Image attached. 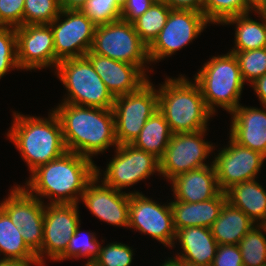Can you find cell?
Here are the masks:
<instances>
[{"instance_id":"obj_1","label":"cell","mask_w":266,"mask_h":266,"mask_svg":"<svg viewBox=\"0 0 266 266\" xmlns=\"http://www.w3.org/2000/svg\"><path fill=\"white\" fill-rule=\"evenodd\" d=\"M96 167L92 159L66 151L30 173L23 187L41 201L48 197L49 204H78L86 186L96 176Z\"/></svg>"},{"instance_id":"obj_2","label":"cell","mask_w":266,"mask_h":266,"mask_svg":"<svg viewBox=\"0 0 266 266\" xmlns=\"http://www.w3.org/2000/svg\"><path fill=\"white\" fill-rule=\"evenodd\" d=\"M59 117L67 151L89 159L108 147H117L113 109L85 107L61 102L53 110Z\"/></svg>"},{"instance_id":"obj_3","label":"cell","mask_w":266,"mask_h":266,"mask_svg":"<svg viewBox=\"0 0 266 266\" xmlns=\"http://www.w3.org/2000/svg\"><path fill=\"white\" fill-rule=\"evenodd\" d=\"M49 113L44 119L13 112V125L6 134L31 173L67 151L59 117L53 110Z\"/></svg>"},{"instance_id":"obj_4","label":"cell","mask_w":266,"mask_h":266,"mask_svg":"<svg viewBox=\"0 0 266 266\" xmlns=\"http://www.w3.org/2000/svg\"><path fill=\"white\" fill-rule=\"evenodd\" d=\"M167 79V80H166ZM158 91V110L164 115L171 132H197L207 129L214 114L208 109L199 85L182 74L166 78Z\"/></svg>"},{"instance_id":"obj_5","label":"cell","mask_w":266,"mask_h":266,"mask_svg":"<svg viewBox=\"0 0 266 266\" xmlns=\"http://www.w3.org/2000/svg\"><path fill=\"white\" fill-rule=\"evenodd\" d=\"M193 79L200 87L208 109L215 115V106L232 113L240 104L244 81L236 56L228 52L213 56Z\"/></svg>"},{"instance_id":"obj_6","label":"cell","mask_w":266,"mask_h":266,"mask_svg":"<svg viewBox=\"0 0 266 266\" xmlns=\"http://www.w3.org/2000/svg\"><path fill=\"white\" fill-rule=\"evenodd\" d=\"M55 73L68 92L63 102L85 107L113 108L115 97L86 56L59 61Z\"/></svg>"},{"instance_id":"obj_7","label":"cell","mask_w":266,"mask_h":266,"mask_svg":"<svg viewBox=\"0 0 266 266\" xmlns=\"http://www.w3.org/2000/svg\"><path fill=\"white\" fill-rule=\"evenodd\" d=\"M91 51L113 60L137 65L144 73L148 70L145 63H150L148 46L140 39L133 23L121 19L96 26Z\"/></svg>"},{"instance_id":"obj_8","label":"cell","mask_w":266,"mask_h":266,"mask_svg":"<svg viewBox=\"0 0 266 266\" xmlns=\"http://www.w3.org/2000/svg\"><path fill=\"white\" fill-rule=\"evenodd\" d=\"M112 109L118 145L132 144L158 110V91L148 80L135 92L116 96Z\"/></svg>"},{"instance_id":"obj_9","label":"cell","mask_w":266,"mask_h":266,"mask_svg":"<svg viewBox=\"0 0 266 266\" xmlns=\"http://www.w3.org/2000/svg\"><path fill=\"white\" fill-rule=\"evenodd\" d=\"M49 25L54 39L55 69L59 61L83 57L91 50L96 25L80 10H61Z\"/></svg>"},{"instance_id":"obj_10","label":"cell","mask_w":266,"mask_h":266,"mask_svg":"<svg viewBox=\"0 0 266 266\" xmlns=\"http://www.w3.org/2000/svg\"><path fill=\"white\" fill-rule=\"evenodd\" d=\"M206 130L172 134L160 159V175L170 181L179 174L209 166L204 161L215 147L203 140Z\"/></svg>"},{"instance_id":"obj_11","label":"cell","mask_w":266,"mask_h":266,"mask_svg":"<svg viewBox=\"0 0 266 266\" xmlns=\"http://www.w3.org/2000/svg\"><path fill=\"white\" fill-rule=\"evenodd\" d=\"M209 22L203 13L192 10H171L158 37L148 47L150 62L170 57L197 38ZM158 60V61H157Z\"/></svg>"},{"instance_id":"obj_12","label":"cell","mask_w":266,"mask_h":266,"mask_svg":"<svg viewBox=\"0 0 266 266\" xmlns=\"http://www.w3.org/2000/svg\"><path fill=\"white\" fill-rule=\"evenodd\" d=\"M0 203L12 223L20 228L27 246L37 255L43 244L44 201L31 195L23 186L16 185Z\"/></svg>"},{"instance_id":"obj_13","label":"cell","mask_w":266,"mask_h":266,"mask_svg":"<svg viewBox=\"0 0 266 266\" xmlns=\"http://www.w3.org/2000/svg\"><path fill=\"white\" fill-rule=\"evenodd\" d=\"M115 153L101 181L118 191L149 178L153 173L160 175V159L153 154L132 144L118 145Z\"/></svg>"},{"instance_id":"obj_14","label":"cell","mask_w":266,"mask_h":266,"mask_svg":"<svg viewBox=\"0 0 266 266\" xmlns=\"http://www.w3.org/2000/svg\"><path fill=\"white\" fill-rule=\"evenodd\" d=\"M161 242L166 247H174L176 230L173 224L171 204L160 205L145 197L142 192L130 193L129 227Z\"/></svg>"},{"instance_id":"obj_15","label":"cell","mask_w":266,"mask_h":266,"mask_svg":"<svg viewBox=\"0 0 266 266\" xmlns=\"http://www.w3.org/2000/svg\"><path fill=\"white\" fill-rule=\"evenodd\" d=\"M78 204L45 205L43 244L37 254L39 266H44L45 256L57 261L67 250L71 237L80 224Z\"/></svg>"},{"instance_id":"obj_16","label":"cell","mask_w":266,"mask_h":266,"mask_svg":"<svg viewBox=\"0 0 266 266\" xmlns=\"http://www.w3.org/2000/svg\"><path fill=\"white\" fill-rule=\"evenodd\" d=\"M228 147L219 150L213 160L219 189L225 192L232 185L254 180L266 160L262 153L243 147L229 137Z\"/></svg>"},{"instance_id":"obj_17","label":"cell","mask_w":266,"mask_h":266,"mask_svg":"<svg viewBox=\"0 0 266 266\" xmlns=\"http://www.w3.org/2000/svg\"><path fill=\"white\" fill-rule=\"evenodd\" d=\"M100 174V169L96 167V176L86 186L81 196L82 202L103 222L128 228L130 193L118 191L103 181L98 184Z\"/></svg>"},{"instance_id":"obj_18","label":"cell","mask_w":266,"mask_h":266,"mask_svg":"<svg viewBox=\"0 0 266 266\" xmlns=\"http://www.w3.org/2000/svg\"><path fill=\"white\" fill-rule=\"evenodd\" d=\"M15 32L19 69L55 68L54 39L49 24L23 25L15 28Z\"/></svg>"},{"instance_id":"obj_19","label":"cell","mask_w":266,"mask_h":266,"mask_svg":"<svg viewBox=\"0 0 266 266\" xmlns=\"http://www.w3.org/2000/svg\"><path fill=\"white\" fill-rule=\"evenodd\" d=\"M85 56L114 97L135 92L149 80L137 65L100 56L91 50Z\"/></svg>"},{"instance_id":"obj_20","label":"cell","mask_w":266,"mask_h":266,"mask_svg":"<svg viewBox=\"0 0 266 266\" xmlns=\"http://www.w3.org/2000/svg\"><path fill=\"white\" fill-rule=\"evenodd\" d=\"M231 115L230 138L266 156V107L260 110L240 104Z\"/></svg>"},{"instance_id":"obj_21","label":"cell","mask_w":266,"mask_h":266,"mask_svg":"<svg viewBox=\"0 0 266 266\" xmlns=\"http://www.w3.org/2000/svg\"><path fill=\"white\" fill-rule=\"evenodd\" d=\"M170 181L175 200L186 203L209 200L221 192L213 163L179 174Z\"/></svg>"},{"instance_id":"obj_22","label":"cell","mask_w":266,"mask_h":266,"mask_svg":"<svg viewBox=\"0 0 266 266\" xmlns=\"http://www.w3.org/2000/svg\"><path fill=\"white\" fill-rule=\"evenodd\" d=\"M226 193L221 191L216 197L197 203L173 200L170 202L175 230L186 227H211L219 217Z\"/></svg>"},{"instance_id":"obj_23","label":"cell","mask_w":266,"mask_h":266,"mask_svg":"<svg viewBox=\"0 0 266 266\" xmlns=\"http://www.w3.org/2000/svg\"><path fill=\"white\" fill-rule=\"evenodd\" d=\"M176 242L179 241L181 254L176 256L184 262L197 266H211L216 255L218 244L209 227H186L176 231ZM180 254V255H179Z\"/></svg>"},{"instance_id":"obj_24","label":"cell","mask_w":266,"mask_h":266,"mask_svg":"<svg viewBox=\"0 0 266 266\" xmlns=\"http://www.w3.org/2000/svg\"><path fill=\"white\" fill-rule=\"evenodd\" d=\"M225 193L227 201L242 210L255 224L261 225L265 221L266 190L255 179L234 184Z\"/></svg>"},{"instance_id":"obj_25","label":"cell","mask_w":266,"mask_h":266,"mask_svg":"<svg viewBox=\"0 0 266 266\" xmlns=\"http://www.w3.org/2000/svg\"><path fill=\"white\" fill-rule=\"evenodd\" d=\"M254 225L256 224L242 210L226 201L210 229L218 245H238Z\"/></svg>"},{"instance_id":"obj_26","label":"cell","mask_w":266,"mask_h":266,"mask_svg":"<svg viewBox=\"0 0 266 266\" xmlns=\"http://www.w3.org/2000/svg\"><path fill=\"white\" fill-rule=\"evenodd\" d=\"M0 260L20 261L30 266L38 265L37 255L25 243L20 228L15 226L9 215L0 207Z\"/></svg>"},{"instance_id":"obj_27","label":"cell","mask_w":266,"mask_h":266,"mask_svg":"<svg viewBox=\"0 0 266 266\" xmlns=\"http://www.w3.org/2000/svg\"><path fill=\"white\" fill-rule=\"evenodd\" d=\"M261 22L249 17V13L233 16L225 20L222 24H236L234 48L230 52L254 50L266 47V16L255 10Z\"/></svg>"},{"instance_id":"obj_28","label":"cell","mask_w":266,"mask_h":266,"mask_svg":"<svg viewBox=\"0 0 266 266\" xmlns=\"http://www.w3.org/2000/svg\"><path fill=\"white\" fill-rule=\"evenodd\" d=\"M172 132L164 115L157 110L144 124L138 137L133 141L135 148L144 150L161 159L170 142Z\"/></svg>"},{"instance_id":"obj_29","label":"cell","mask_w":266,"mask_h":266,"mask_svg":"<svg viewBox=\"0 0 266 266\" xmlns=\"http://www.w3.org/2000/svg\"><path fill=\"white\" fill-rule=\"evenodd\" d=\"M172 9L163 1H156L133 22L140 39L149 47L166 24Z\"/></svg>"},{"instance_id":"obj_30","label":"cell","mask_w":266,"mask_h":266,"mask_svg":"<svg viewBox=\"0 0 266 266\" xmlns=\"http://www.w3.org/2000/svg\"><path fill=\"white\" fill-rule=\"evenodd\" d=\"M262 225H254L238 243L243 266H266V237Z\"/></svg>"},{"instance_id":"obj_31","label":"cell","mask_w":266,"mask_h":266,"mask_svg":"<svg viewBox=\"0 0 266 266\" xmlns=\"http://www.w3.org/2000/svg\"><path fill=\"white\" fill-rule=\"evenodd\" d=\"M255 11L246 0H204L203 14L209 24H221L230 17Z\"/></svg>"},{"instance_id":"obj_32","label":"cell","mask_w":266,"mask_h":266,"mask_svg":"<svg viewBox=\"0 0 266 266\" xmlns=\"http://www.w3.org/2000/svg\"><path fill=\"white\" fill-rule=\"evenodd\" d=\"M100 246L95 233L87 232L84 234L80 231L79 225L70 239L66 252L57 261L81 257H87L88 261H95L99 256Z\"/></svg>"},{"instance_id":"obj_33","label":"cell","mask_w":266,"mask_h":266,"mask_svg":"<svg viewBox=\"0 0 266 266\" xmlns=\"http://www.w3.org/2000/svg\"><path fill=\"white\" fill-rule=\"evenodd\" d=\"M60 12L58 0H25L23 25L50 24Z\"/></svg>"},{"instance_id":"obj_34","label":"cell","mask_w":266,"mask_h":266,"mask_svg":"<svg viewBox=\"0 0 266 266\" xmlns=\"http://www.w3.org/2000/svg\"><path fill=\"white\" fill-rule=\"evenodd\" d=\"M231 53L238 60L244 82L248 81L251 85L257 78L266 74V47Z\"/></svg>"},{"instance_id":"obj_35","label":"cell","mask_w":266,"mask_h":266,"mask_svg":"<svg viewBox=\"0 0 266 266\" xmlns=\"http://www.w3.org/2000/svg\"><path fill=\"white\" fill-rule=\"evenodd\" d=\"M121 10L115 0H87L80 9L96 26L120 20Z\"/></svg>"},{"instance_id":"obj_36","label":"cell","mask_w":266,"mask_h":266,"mask_svg":"<svg viewBox=\"0 0 266 266\" xmlns=\"http://www.w3.org/2000/svg\"><path fill=\"white\" fill-rule=\"evenodd\" d=\"M15 68L19 70L15 28L0 26V79Z\"/></svg>"},{"instance_id":"obj_37","label":"cell","mask_w":266,"mask_h":266,"mask_svg":"<svg viewBox=\"0 0 266 266\" xmlns=\"http://www.w3.org/2000/svg\"><path fill=\"white\" fill-rule=\"evenodd\" d=\"M133 249L122 243H110L100 246L99 256L95 262L99 266H131Z\"/></svg>"},{"instance_id":"obj_38","label":"cell","mask_w":266,"mask_h":266,"mask_svg":"<svg viewBox=\"0 0 266 266\" xmlns=\"http://www.w3.org/2000/svg\"><path fill=\"white\" fill-rule=\"evenodd\" d=\"M25 0H0V26L17 28L23 26Z\"/></svg>"},{"instance_id":"obj_39","label":"cell","mask_w":266,"mask_h":266,"mask_svg":"<svg viewBox=\"0 0 266 266\" xmlns=\"http://www.w3.org/2000/svg\"><path fill=\"white\" fill-rule=\"evenodd\" d=\"M211 266H243L242 255L238 245H218Z\"/></svg>"},{"instance_id":"obj_40","label":"cell","mask_w":266,"mask_h":266,"mask_svg":"<svg viewBox=\"0 0 266 266\" xmlns=\"http://www.w3.org/2000/svg\"><path fill=\"white\" fill-rule=\"evenodd\" d=\"M157 0H128L121 10V20L133 23L143 15Z\"/></svg>"},{"instance_id":"obj_41","label":"cell","mask_w":266,"mask_h":266,"mask_svg":"<svg viewBox=\"0 0 266 266\" xmlns=\"http://www.w3.org/2000/svg\"><path fill=\"white\" fill-rule=\"evenodd\" d=\"M172 10H192L203 13L204 0H162Z\"/></svg>"},{"instance_id":"obj_42","label":"cell","mask_w":266,"mask_h":266,"mask_svg":"<svg viewBox=\"0 0 266 266\" xmlns=\"http://www.w3.org/2000/svg\"><path fill=\"white\" fill-rule=\"evenodd\" d=\"M255 93L258 96L259 101L262 106L266 107V74L257 78L253 83H251Z\"/></svg>"},{"instance_id":"obj_43","label":"cell","mask_w":266,"mask_h":266,"mask_svg":"<svg viewBox=\"0 0 266 266\" xmlns=\"http://www.w3.org/2000/svg\"><path fill=\"white\" fill-rule=\"evenodd\" d=\"M61 10H80L87 0H58Z\"/></svg>"},{"instance_id":"obj_44","label":"cell","mask_w":266,"mask_h":266,"mask_svg":"<svg viewBox=\"0 0 266 266\" xmlns=\"http://www.w3.org/2000/svg\"><path fill=\"white\" fill-rule=\"evenodd\" d=\"M171 258V259H170ZM168 257V260L165 259V262L162 263L160 266H182V259L178 256Z\"/></svg>"},{"instance_id":"obj_45","label":"cell","mask_w":266,"mask_h":266,"mask_svg":"<svg viewBox=\"0 0 266 266\" xmlns=\"http://www.w3.org/2000/svg\"><path fill=\"white\" fill-rule=\"evenodd\" d=\"M0 266H30L20 261L0 260Z\"/></svg>"},{"instance_id":"obj_46","label":"cell","mask_w":266,"mask_h":266,"mask_svg":"<svg viewBox=\"0 0 266 266\" xmlns=\"http://www.w3.org/2000/svg\"><path fill=\"white\" fill-rule=\"evenodd\" d=\"M266 0H246V2L254 9L259 10Z\"/></svg>"},{"instance_id":"obj_47","label":"cell","mask_w":266,"mask_h":266,"mask_svg":"<svg viewBox=\"0 0 266 266\" xmlns=\"http://www.w3.org/2000/svg\"><path fill=\"white\" fill-rule=\"evenodd\" d=\"M116 1V4L121 8L123 9V7L127 4V1L128 0H115Z\"/></svg>"},{"instance_id":"obj_48","label":"cell","mask_w":266,"mask_h":266,"mask_svg":"<svg viewBox=\"0 0 266 266\" xmlns=\"http://www.w3.org/2000/svg\"><path fill=\"white\" fill-rule=\"evenodd\" d=\"M258 11L262 12L266 16V1Z\"/></svg>"},{"instance_id":"obj_49","label":"cell","mask_w":266,"mask_h":266,"mask_svg":"<svg viewBox=\"0 0 266 266\" xmlns=\"http://www.w3.org/2000/svg\"><path fill=\"white\" fill-rule=\"evenodd\" d=\"M85 266H99L95 261H87Z\"/></svg>"},{"instance_id":"obj_50","label":"cell","mask_w":266,"mask_h":266,"mask_svg":"<svg viewBox=\"0 0 266 266\" xmlns=\"http://www.w3.org/2000/svg\"><path fill=\"white\" fill-rule=\"evenodd\" d=\"M182 266H197V265H193V264H190V263L184 262V261L182 260Z\"/></svg>"},{"instance_id":"obj_51","label":"cell","mask_w":266,"mask_h":266,"mask_svg":"<svg viewBox=\"0 0 266 266\" xmlns=\"http://www.w3.org/2000/svg\"><path fill=\"white\" fill-rule=\"evenodd\" d=\"M263 227H264V229H265V233H266V219H265V221L261 224Z\"/></svg>"}]
</instances>
